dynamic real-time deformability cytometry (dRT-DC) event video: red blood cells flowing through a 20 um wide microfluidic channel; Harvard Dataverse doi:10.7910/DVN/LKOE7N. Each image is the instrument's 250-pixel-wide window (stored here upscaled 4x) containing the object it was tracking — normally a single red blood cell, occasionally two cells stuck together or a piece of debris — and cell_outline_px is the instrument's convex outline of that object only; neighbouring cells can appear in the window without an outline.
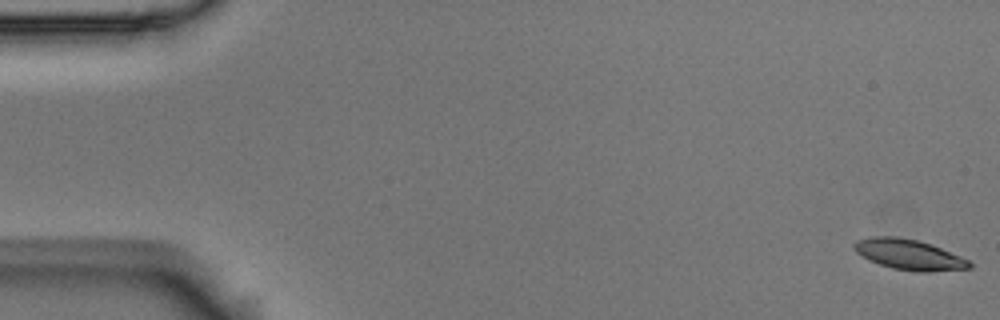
{"species": "Egyptian fruit bat (a non-hibernating species)", "species_latin": "Rousettus aegyptiacus", "temperature_condition": "room temperature", "stored_images_in_passage": 57, "camera_frame_rate_fps": 3000, "um_per_image_px": 0.085, "animal": {"sex": "male"}, "frame": {"image": 1, "passage_image": 1, "time_ms": 0.0, "image_size_px": [1000, 320], "cell_outline_px": [[972, 268], [932, 272], [916, 272], [892, 268], [868, 260], [856, 252], [852, 244], [856, 240], [872, 236], [896, 236], [916, 240], [932, 244], [960, 256], [968, 260], [972, 264]], "centroid_in_image_um": [77.26, 21.64], "position_along_channel_um": 7.7, "area_um2": 20.58}}
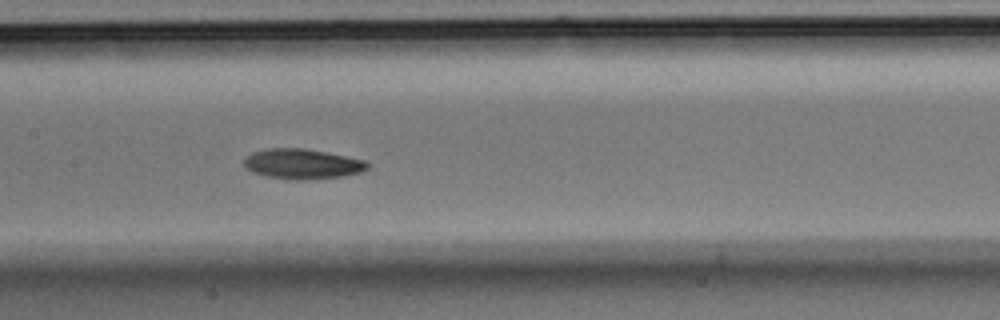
{"frame": {"image": 2, "passage_image": 28, "time_ms": 9.0, "image_size_px": [1000, 320], "cell_outline_px": [[368, 168], [360, 172], [344, 176], [308, 180], [288, 180], [268, 176], [252, 172], [244, 168], [244, 160], [252, 152], [268, 148], [304, 148], [364, 160], [368, 164]], "centroid_in_image_um": [25.66, 13.94], "position_along_channel_um": 181.7, "area_um2": 21.62}}
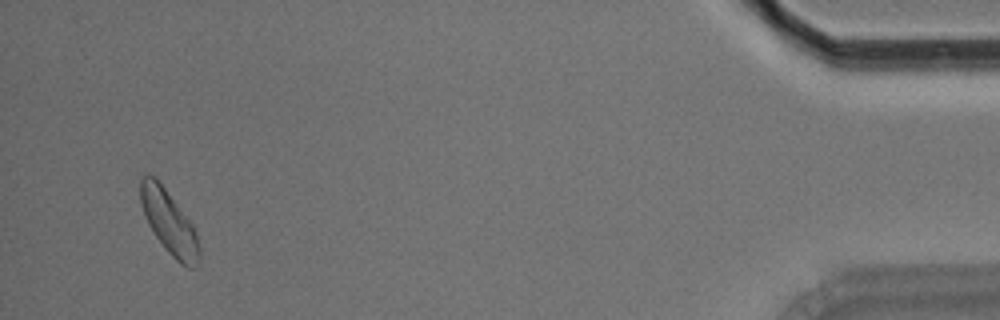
{"frame": {"image": 3, "passage_image": 55, "time_ms": 18.0, "image_size_px": [1000, 320], "cell_outline_px": [[200, 256], [196, 268], [188, 268], [180, 264], [164, 248], [148, 224], [144, 216], [140, 204], [140, 180], [144, 176], [156, 176], [192, 224], [196, 232], [200, 248]], "centroid_in_image_um": [14.37, 18.92], "position_along_channel_um": 420.8, "area_um2": 21.79}, "authors_computed_cell_mechanics": {"area_um2": 20.9814, "velocity_mm_per_s": 3.5194, "shape_relaxation_time_tau1_ms": 4.2013, "shape_relaxation_time_tau2_ms": null, "deformation_change_tau1": 0.1053, "deformation_change_tau2": null}}